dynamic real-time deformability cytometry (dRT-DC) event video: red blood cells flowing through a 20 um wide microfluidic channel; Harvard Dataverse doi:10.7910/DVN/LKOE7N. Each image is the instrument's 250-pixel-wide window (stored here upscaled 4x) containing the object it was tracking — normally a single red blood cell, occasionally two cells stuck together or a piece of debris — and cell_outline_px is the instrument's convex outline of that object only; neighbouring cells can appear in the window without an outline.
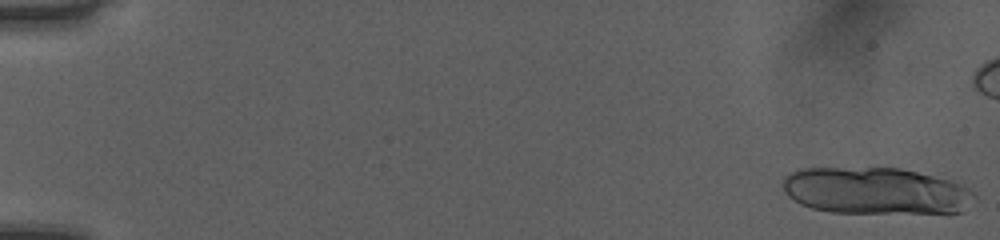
{"species": "human", "species_latin": "Homo sapiens", "temperature_condition": "room temperature", "stored_images_in_passage": 17, "camera_frame_rate_fps": 3000, "um_per_image_px": 0.085, "donor": {"sex": "female"}, "frame": {"image": 1, "passage_image": 1, "time_ms": 0.0, "image_size_px": [1000, 240], "cell_outline_px": [[976, 200], [964, 212], [832, 212], [812, 208], [800, 204], [788, 196], [784, 192], [784, 176], [800, 168], [900, 168], [948, 180], [960, 184], [976, 192]], "centroid_in_image_um": [74.45, 16.22], "position_along_channel_um": 10.5, "area_um2": 52.08}}